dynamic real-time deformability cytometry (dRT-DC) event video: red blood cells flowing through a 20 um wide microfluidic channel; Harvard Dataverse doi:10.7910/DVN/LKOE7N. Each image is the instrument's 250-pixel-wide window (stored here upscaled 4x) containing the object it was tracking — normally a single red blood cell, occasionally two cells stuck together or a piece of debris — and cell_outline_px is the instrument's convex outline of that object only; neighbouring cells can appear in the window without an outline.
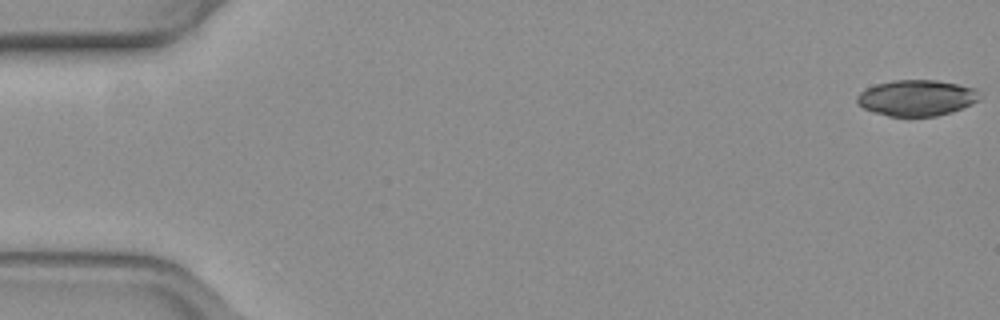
{"species": "common noctule bat (a hibernating species)", "species_latin": "Nyctalus noctula", "temperature_condition": "warm", "stored_images_in_passage": 54, "camera_frame_rate_fps": 3000, "um_per_image_px": 0.085, "animal": {"sex": "female", "body_mass_g": 19.3, "forearm_length_mm": 54.1}, "frame": {"image": 1, "passage_image": 1, "time_ms": 0.0, "image_size_px": [1000, 320], "cell_outline_px": [[980, 100], [972, 104], [952, 112], [936, 116], [888, 116], [872, 112], [864, 108], [856, 100], [856, 96], [860, 92], [876, 84], [892, 80], [936, 80], [976, 88]], "centroid_in_image_um": [77.91, 8.32], "position_along_channel_um": 7.1, "area_um2": 25.66}}